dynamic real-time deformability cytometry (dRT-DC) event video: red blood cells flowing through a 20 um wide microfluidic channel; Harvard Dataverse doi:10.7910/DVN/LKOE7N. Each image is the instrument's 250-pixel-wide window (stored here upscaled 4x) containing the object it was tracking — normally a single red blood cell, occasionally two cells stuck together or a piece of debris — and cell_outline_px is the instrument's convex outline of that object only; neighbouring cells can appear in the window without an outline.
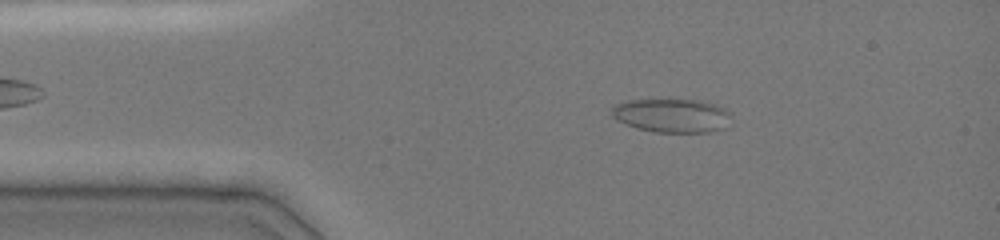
{"species": "common noctule bat (a hibernating species)", "species_latin": "Nyctalus noctula", "temperature_condition": "cold", "stored_images_in_passage": 23, "camera_frame_rate_fps": 3000, "um_per_image_px": 0.085, "animal": {"sex": "female", "body_mass_g": 19.0, "forearm_length_mm": 51.5}, "frame": {"image": 1, "passage_image": 13, "time_ms": 2.333, "image_size_px": [1000, 240], "cell_outline_px": [[728, 116], [724, 128], [708, 132], [656, 132], [636, 128], [616, 120], [612, 116], [612, 108], [616, 104], [632, 100], [696, 100], [716, 104], [724, 108], [728, 112]], "centroid_in_image_um": [57.07, 9.82], "position_along_channel_um": 27.9, "area_um2": 23.12}}
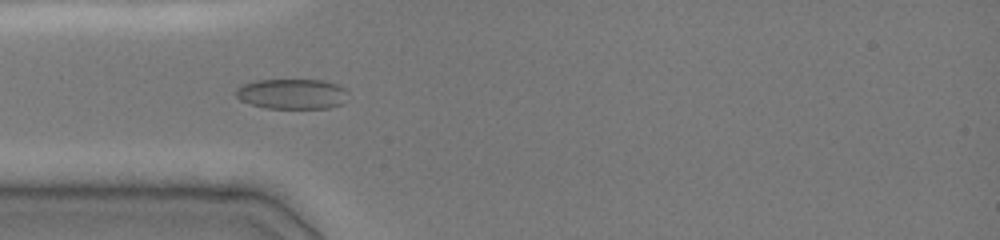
{"frame": {"image": 2, "passage_image": 22, "time_ms": 4.333, "image_size_px": [1000, 240], "cell_outline_px": [[344, 88], [340, 104], [328, 108], [264, 108], [240, 100], [236, 96], [236, 88], [244, 84], [256, 80], [324, 80], [336, 84]], "centroid_in_image_um": [24.73, 7.98], "position_along_channel_um": 60.3, "area_um2": 19.31}}